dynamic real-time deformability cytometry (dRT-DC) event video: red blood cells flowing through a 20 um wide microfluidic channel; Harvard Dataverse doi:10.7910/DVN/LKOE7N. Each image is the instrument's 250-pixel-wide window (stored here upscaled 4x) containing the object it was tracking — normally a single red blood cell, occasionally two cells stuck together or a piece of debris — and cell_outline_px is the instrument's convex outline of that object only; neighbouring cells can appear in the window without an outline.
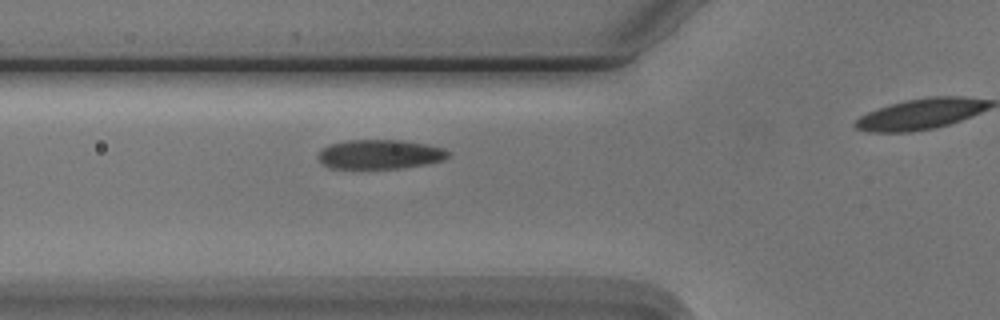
{"species": "Egyptian fruit bat (a non-hibernating species)", "species_latin": "Rousettus aegyptiacus", "temperature_condition": "cold", "stored_images_in_passage": 33, "camera_frame_rate_fps": 3000, "um_per_image_px": 0.085, "animal": {"sex": "male"}, "frame": {"image": 1, "passage_image": 15, "time_ms": 4.667, "image_size_px": [1000, 320], "cell_outline_px": [[452, 152], [444, 160], [428, 164], [404, 168], [328, 168], [320, 164], [316, 156], [328, 144], [348, 140], [400, 140], [428, 144], [444, 148]], "centroid_in_image_um": [32.3, 13.12], "position_along_channel_um": 93.5, "area_um2": 22.6}}
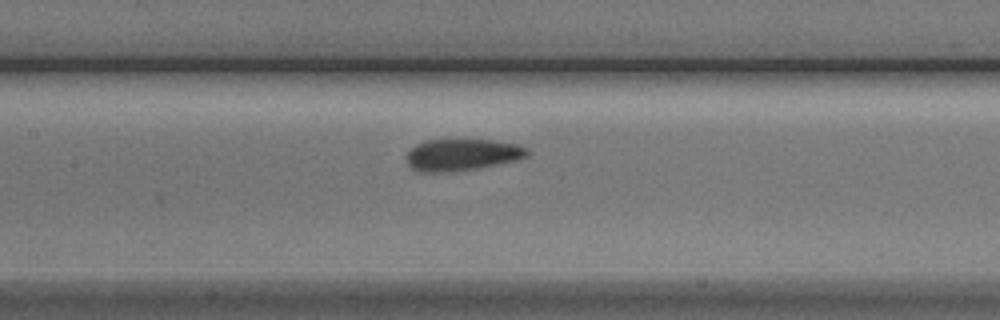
{"frame": {"image": 2, "passage_image": 21, "time_ms": 6.667, "image_size_px": [1000, 320], "cell_outline_px": [[528, 156], [516, 160], [480, 168], [452, 172], [416, 172], [404, 160], [404, 156], [416, 144], [424, 140], [492, 140], [520, 144], [528, 148]], "centroid_in_image_um": [39.25, 13.16], "position_along_channel_um": 168.1, "area_um2": 22.72}}
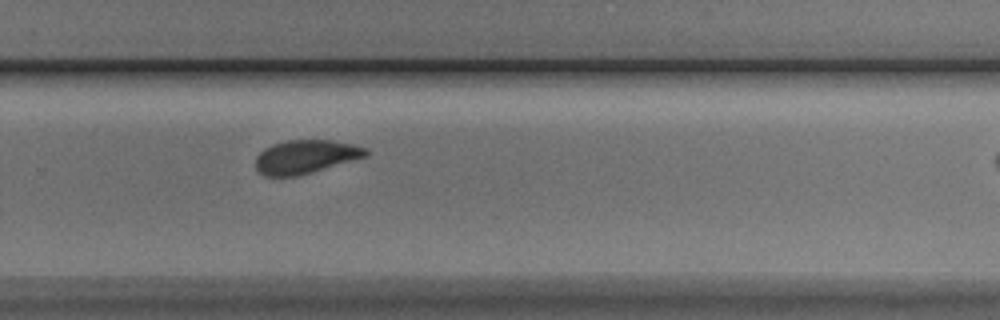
{"frame": {"image": 3, "passage_image": 32, "time_ms": 10.333, "image_size_px": [1000, 320], "cell_outline_px": [[368, 156], [312, 172], [296, 176], [264, 176], [256, 168], [256, 156], [264, 148], [272, 144], [288, 140], [332, 140], [352, 144], [368, 148]], "centroid_in_image_um": [25.98, 13.32], "position_along_channel_um": 303.8, "area_um2": 21.56}}